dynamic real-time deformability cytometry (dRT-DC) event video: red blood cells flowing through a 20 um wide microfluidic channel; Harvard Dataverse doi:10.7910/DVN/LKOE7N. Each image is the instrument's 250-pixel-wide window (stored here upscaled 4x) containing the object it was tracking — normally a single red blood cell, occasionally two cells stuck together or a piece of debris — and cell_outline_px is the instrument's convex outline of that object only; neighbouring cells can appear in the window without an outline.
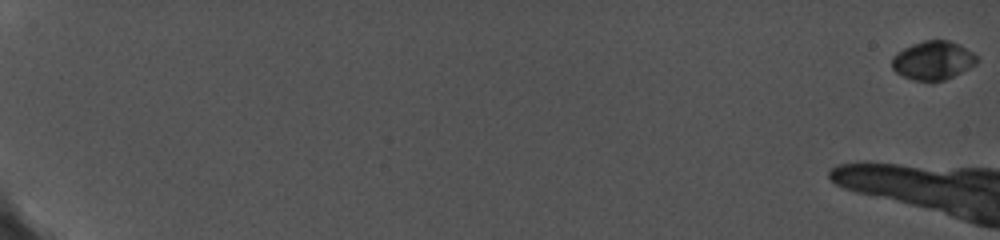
{"species": "common noctule bat (a hibernating species)", "species_latin": "Nyctalus noctula", "temperature_condition": "cold", "stored_images_in_passage": 11, "camera_frame_rate_fps": 5000, "um_per_image_px": 0.085, "animal": {"sex": "female", "body_mass_g": 19.0, "forearm_length_mm": 56.7}, "frame": {"image": 1, "passage_image": 1, "time_ms": 0.0, "image_size_px": [1000, 240], "cell_outline_px": [[980, 60], [976, 64], [944, 80], [912, 80], [896, 72], [892, 68], [892, 56], [904, 48], [912, 44], [924, 40], [948, 40], [960, 44], [972, 52]], "centroid_in_image_um": [79.31, 5.11], "position_along_channel_um": 5.7, "area_um2": 18.96}}
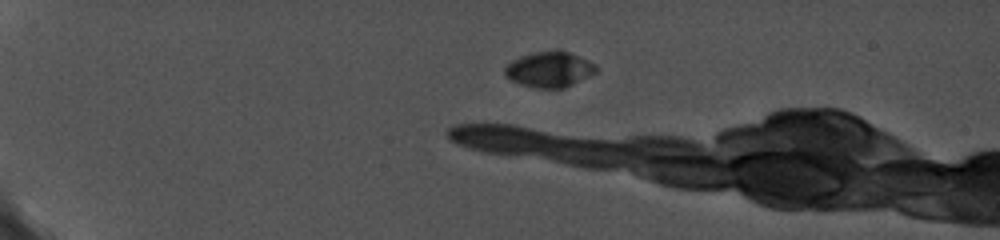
{"frame": {"image": 2, "passage_image": 7, "time_ms": 5.4, "image_size_px": [1000, 240], "cell_outline_px": [[596, 72], [560, 88], [540, 88], [524, 84], [512, 80], [504, 72], [504, 68], [512, 60], [520, 56], [532, 52], [556, 48], [572, 52], [596, 64]], "centroid_in_image_um": [46.7, 5.83], "position_along_channel_um": 38.3, "area_um2": 18.73}}